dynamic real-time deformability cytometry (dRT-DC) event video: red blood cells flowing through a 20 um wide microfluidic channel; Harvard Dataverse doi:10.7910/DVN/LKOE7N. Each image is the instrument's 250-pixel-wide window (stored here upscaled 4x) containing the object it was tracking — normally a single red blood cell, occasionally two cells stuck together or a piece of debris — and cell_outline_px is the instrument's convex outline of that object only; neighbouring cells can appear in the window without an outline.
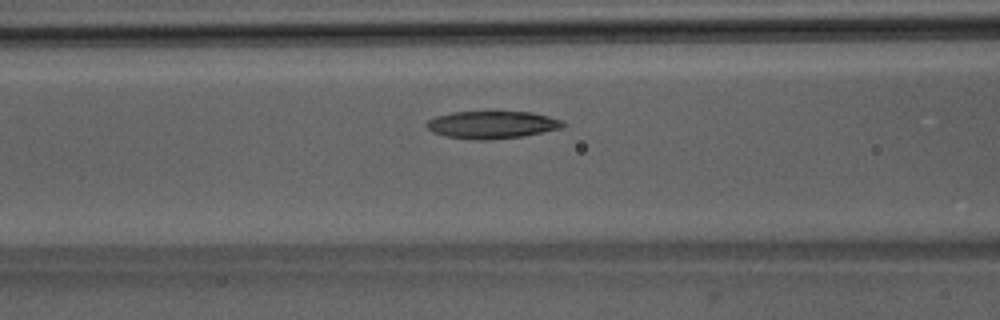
{"species": "Egyptian fruit bat (a non-hibernating species)", "species_latin": "Rousettus aegyptiacus", "temperature_condition": "room temperature", "stored_images_in_passage": 45, "camera_frame_rate_fps": 3000, "um_per_image_px": 0.085, "animal": {"sex": "male"}, "frame": {"image": 1, "passage_image": 15, "time_ms": 4.667, "image_size_px": [1000, 320], "cell_outline_px": [[564, 128], [520, 136], [488, 140], [472, 140], [444, 136], [432, 132], [424, 124], [428, 120], [436, 116], [452, 112], [532, 112], [548, 116], [560, 120], [564, 124]], "centroid_in_image_um": [41.77, 10.61], "position_along_channel_um": 124.8, "area_um2": 21.79}}
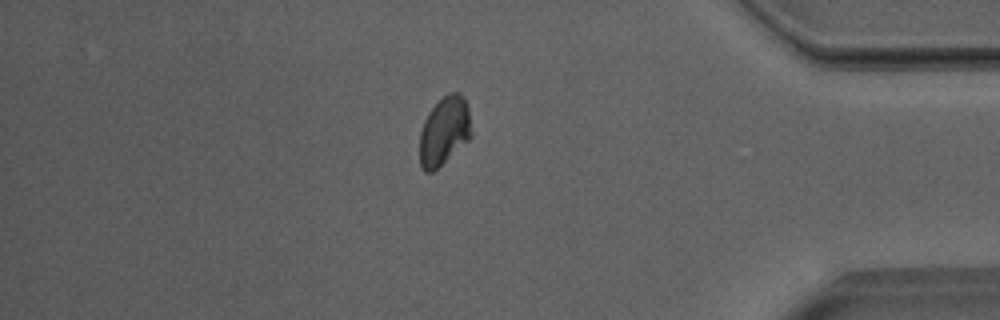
{"frame": {"image": 2, "passage_image": 38, "time_ms": 12.333, "image_size_px": [1000, 320], "cell_outline_px": [[472, 136], [468, 140], [432, 172], [424, 172], [420, 168], [420, 132], [424, 120], [428, 112], [448, 92], [456, 92], [468, 104], [472, 132]], "centroid_in_image_um": [37.75, 11.14], "position_along_channel_um": 397.4, "area_um2": 20.46}}
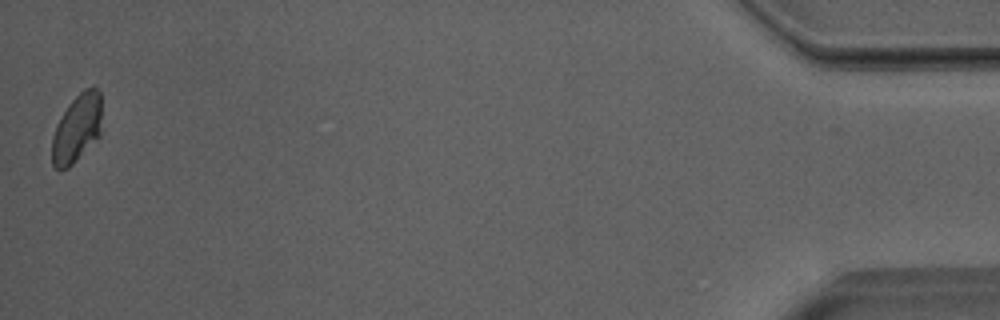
{"frame": {"image": 3, "passage_image": 45, "time_ms": 14.667, "image_size_px": [1000, 320], "cell_outline_px": [[100, 136], [68, 168], [56, 168], [52, 164], [52, 136], [56, 124], [68, 104], [84, 88], [96, 88], [100, 92]], "centroid_in_image_um": [6.52, 10.91], "position_along_channel_um": 428.7, "area_um2": 19.54}}